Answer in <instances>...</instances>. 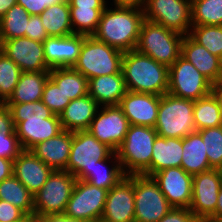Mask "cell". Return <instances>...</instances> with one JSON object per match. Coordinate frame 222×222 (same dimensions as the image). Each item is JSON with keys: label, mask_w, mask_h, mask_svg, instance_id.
<instances>
[{"label": "cell", "mask_w": 222, "mask_h": 222, "mask_svg": "<svg viewBox=\"0 0 222 222\" xmlns=\"http://www.w3.org/2000/svg\"><path fill=\"white\" fill-rule=\"evenodd\" d=\"M143 20L142 6L110 3L92 36L122 52L135 50Z\"/></svg>", "instance_id": "obj_1"}, {"label": "cell", "mask_w": 222, "mask_h": 222, "mask_svg": "<svg viewBox=\"0 0 222 222\" xmlns=\"http://www.w3.org/2000/svg\"><path fill=\"white\" fill-rule=\"evenodd\" d=\"M121 71L129 91L160 96L168 92L169 67L136 49L124 52Z\"/></svg>", "instance_id": "obj_2"}, {"label": "cell", "mask_w": 222, "mask_h": 222, "mask_svg": "<svg viewBox=\"0 0 222 222\" xmlns=\"http://www.w3.org/2000/svg\"><path fill=\"white\" fill-rule=\"evenodd\" d=\"M157 135L155 128L129 125L125 139L116 151L125 175L151 176V157Z\"/></svg>", "instance_id": "obj_3"}, {"label": "cell", "mask_w": 222, "mask_h": 222, "mask_svg": "<svg viewBox=\"0 0 222 222\" xmlns=\"http://www.w3.org/2000/svg\"><path fill=\"white\" fill-rule=\"evenodd\" d=\"M183 37L161 24L144 19L136 50L170 67L181 56Z\"/></svg>", "instance_id": "obj_4"}, {"label": "cell", "mask_w": 222, "mask_h": 222, "mask_svg": "<svg viewBox=\"0 0 222 222\" xmlns=\"http://www.w3.org/2000/svg\"><path fill=\"white\" fill-rule=\"evenodd\" d=\"M194 101L174 96L161 95L155 130L165 138L183 139L196 131L193 117Z\"/></svg>", "instance_id": "obj_5"}, {"label": "cell", "mask_w": 222, "mask_h": 222, "mask_svg": "<svg viewBox=\"0 0 222 222\" xmlns=\"http://www.w3.org/2000/svg\"><path fill=\"white\" fill-rule=\"evenodd\" d=\"M124 52L95 39L86 36L80 50L77 62L72 67L88 80L102 75L121 72Z\"/></svg>", "instance_id": "obj_6"}, {"label": "cell", "mask_w": 222, "mask_h": 222, "mask_svg": "<svg viewBox=\"0 0 222 222\" xmlns=\"http://www.w3.org/2000/svg\"><path fill=\"white\" fill-rule=\"evenodd\" d=\"M76 180V177L66 170L53 171L33 197L34 214L37 216L63 214Z\"/></svg>", "instance_id": "obj_7"}, {"label": "cell", "mask_w": 222, "mask_h": 222, "mask_svg": "<svg viewBox=\"0 0 222 222\" xmlns=\"http://www.w3.org/2000/svg\"><path fill=\"white\" fill-rule=\"evenodd\" d=\"M134 222H158L172 206L152 176L133 174Z\"/></svg>", "instance_id": "obj_8"}, {"label": "cell", "mask_w": 222, "mask_h": 222, "mask_svg": "<svg viewBox=\"0 0 222 222\" xmlns=\"http://www.w3.org/2000/svg\"><path fill=\"white\" fill-rule=\"evenodd\" d=\"M114 151L101 143L87 130L74 131L67 168L77 180H83L90 174L96 162L109 158Z\"/></svg>", "instance_id": "obj_9"}, {"label": "cell", "mask_w": 222, "mask_h": 222, "mask_svg": "<svg viewBox=\"0 0 222 222\" xmlns=\"http://www.w3.org/2000/svg\"><path fill=\"white\" fill-rule=\"evenodd\" d=\"M213 84L182 55L169 67L168 93L196 101L212 92Z\"/></svg>", "instance_id": "obj_10"}, {"label": "cell", "mask_w": 222, "mask_h": 222, "mask_svg": "<svg viewBox=\"0 0 222 222\" xmlns=\"http://www.w3.org/2000/svg\"><path fill=\"white\" fill-rule=\"evenodd\" d=\"M144 19L161 24L182 35L192 27L191 0H145Z\"/></svg>", "instance_id": "obj_11"}, {"label": "cell", "mask_w": 222, "mask_h": 222, "mask_svg": "<svg viewBox=\"0 0 222 222\" xmlns=\"http://www.w3.org/2000/svg\"><path fill=\"white\" fill-rule=\"evenodd\" d=\"M107 194L108 190L76 180L63 214L85 222L101 220Z\"/></svg>", "instance_id": "obj_12"}, {"label": "cell", "mask_w": 222, "mask_h": 222, "mask_svg": "<svg viewBox=\"0 0 222 222\" xmlns=\"http://www.w3.org/2000/svg\"><path fill=\"white\" fill-rule=\"evenodd\" d=\"M129 125L118 105L100 106L87 131L116 152L125 139Z\"/></svg>", "instance_id": "obj_13"}, {"label": "cell", "mask_w": 222, "mask_h": 222, "mask_svg": "<svg viewBox=\"0 0 222 222\" xmlns=\"http://www.w3.org/2000/svg\"><path fill=\"white\" fill-rule=\"evenodd\" d=\"M221 187L222 170L210 169L193 175L189 209L201 222H206L215 213Z\"/></svg>", "instance_id": "obj_14"}, {"label": "cell", "mask_w": 222, "mask_h": 222, "mask_svg": "<svg viewBox=\"0 0 222 222\" xmlns=\"http://www.w3.org/2000/svg\"><path fill=\"white\" fill-rule=\"evenodd\" d=\"M0 51L12 59L22 72H50L43 42L26 37L0 41Z\"/></svg>", "instance_id": "obj_15"}, {"label": "cell", "mask_w": 222, "mask_h": 222, "mask_svg": "<svg viewBox=\"0 0 222 222\" xmlns=\"http://www.w3.org/2000/svg\"><path fill=\"white\" fill-rule=\"evenodd\" d=\"M152 177L172 207L190 208L193 175L181 167H173L158 171Z\"/></svg>", "instance_id": "obj_16"}, {"label": "cell", "mask_w": 222, "mask_h": 222, "mask_svg": "<svg viewBox=\"0 0 222 222\" xmlns=\"http://www.w3.org/2000/svg\"><path fill=\"white\" fill-rule=\"evenodd\" d=\"M134 201L133 175H126L108 191L101 220L104 222H134Z\"/></svg>", "instance_id": "obj_17"}, {"label": "cell", "mask_w": 222, "mask_h": 222, "mask_svg": "<svg viewBox=\"0 0 222 222\" xmlns=\"http://www.w3.org/2000/svg\"><path fill=\"white\" fill-rule=\"evenodd\" d=\"M160 95L139 93L127 90L119 107L130 125L154 128L157 122Z\"/></svg>", "instance_id": "obj_18"}, {"label": "cell", "mask_w": 222, "mask_h": 222, "mask_svg": "<svg viewBox=\"0 0 222 222\" xmlns=\"http://www.w3.org/2000/svg\"><path fill=\"white\" fill-rule=\"evenodd\" d=\"M85 35L48 37L44 40L45 62L49 69L73 67L77 62Z\"/></svg>", "instance_id": "obj_19"}, {"label": "cell", "mask_w": 222, "mask_h": 222, "mask_svg": "<svg viewBox=\"0 0 222 222\" xmlns=\"http://www.w3.org/2000/svg\"><path fill=\"white\" fill-rule=\"evenodd\" d=\"M52 172L31 150H23L13 161V175L33 196L43 187Z\"/></svg>", "instance_id": "obj_20"}, {"label": "cell", "mask_w": 222, "mask_h": 222, "mask_svg": "<svg viewBox=\"0 0 222 222\" xmlns=\"http://www.w3.org/2000/svg\"><path fill=\"white\" fill-rule=\"evenodd\" d=\"M60 117L26 118L15 126V132L23 150H31L35 145L49 140L62 132Z\"/></svg>", "instance_id": "obj_21"}, {"label": "cell", "mask_w": 222, "mask_h": 222, "mask_svg": "<svg viewBox=\"0 0 222 222\" xmlns=\"http://www.w3.org/2000/svg\"><path fill=\"white\" fill-rule=\"evenodd\" d=\"M181 55L192 63L213 85L222 80V59L211 54L189 35L183 37Z\"/></svg>", "instance_id": "obj_22"}, {"label": "cell", "mask_w": 222, "mask_h": 222, "mask_svg": "<svg viewBox=\"0 0 222 222\" xmlns=\"http://www.w3.org/2000/svg\"><path fill=\"white\" fill-rule=\"evenodd\" d=\"M72 140L73 132L63 130L57 136L38 143L31 151L53 171L65 170L69 160Z\"/></svg>", "instance_id": "obj_23"}, {"label": "cell", "mask_w": 222, "mask_h": 222, "mask_svg": "<svg viewBox=\"0 0 222 222\" xmlns=\"http://www.w3.org/2000/svg\"><path fill=\"white\" fill-rule=\"evenodd\" d=\"M100 105L89 94L71 100L59 115L63 130H87L95 117Z\"/></svg>", "instance_id": "obj_24"}, {"label": "cell", "mask_w": 222, "mask_h": 222, "mask_svg": "<svg viewBox=\"0 0 222 222\" xmlns=\"http://www.w3.org/2000/svg\"><path fill=\"white\" fill-rule=\"evenodd\" d=\"M126 92L122 71L117 74L102 75L88 80V94L100 106L119 105Z\"/></svg>", "instance_id": "obj_25"}, {"label": "cell", "mask_w": 222, "mask_h": 222, "mask_svg": "<svg viewBox=\"0 0 222 222\" xmlns=\"http://www.w3.org/2000/svg\"><path fill=\"white\" fill-rule=\"evenodd\" d=\"M183 139L157 135L151 157V176L161 170L181 167Z\"/></svg>", "instance_id": "obj_26"}, {"label": "cell", "mask_w": 222, "mask_h": 222, "mask_svg": "<svg viewBox=\"0 0 222 222\" xmlns=\"http://www.w3.org/2000/svg\"><path fill=\"white\" fill-rule=\"evenodd\" d=\"M49 72H22L13 94L4 104L30 103L42 99Z\"/></svg>", "instance_id": "obj_27"}, {"label": "cell", "mask_w": 222, "mask_h": 222, "mask_svg": "<svg viewBox=\"0 0 222 222\" xmlns=\"http://www.w3.org/2000/svg\"><path fill=\"white\" fill-rule=\"evenodd\" d=\"M181 168L191 175L212 169L207 158L204 142L198 131L183 138Z\"/></svg>", "instance_id": "obj_28"}, {"label": "cell", "mask_w": 222, "mask_h": 222, "mask_svg": "<svg viewBox=\"0 0 222 222\" xmlns=\"http://www.w3.org/2000/svg\"><path fill=\"white\" fill-rule=\"evenodd\" d=\"M125 176L117 154L114 152L109 158L96 162L83 181L109 191Z\"/></svg>", "instance_id": "obj_29"}, {"label": "cell", "mask_w": 222, "mask_h": 222, "mask_svg": "<svg viewBox=\"0 0 222 222\" xmlns=\"http://www.w3.org/2000/svg\"><path fill=\"white\" fill-rule=\"evenodd\" d=\"M39 16L49 37H66L74 34L68 0L47 7Z\"/></svg>", "instance_id": "obj_30"}, {"label": "cell", "mask_w": 222, "mask_h": 222, "mask_svg": "<svg viewBox=\"0 0 222 222\" xmlns=\"http://www.w3.org/2000/svg\"><path fill=\"white\" fill-rule=\"evenodd\" d=\"M49 77L70 100L88 94V79L72 67L50 69Z\"/></svg>", "instance_id": "obj_31"}, {"label": "cell", "mask_w": 222, "mask_h": 222, "mask_svg": "<svg viewBox=\"0 0 222 222\" xmlns=\"http://www.w3.org/2000/svg\"><path fill=\"white\" fill-rule=\"evenodd\" d=\"M22 151L11 111L5 104L0 103V158L14 161Z\"/></svg>", "instance_id": "obj_32"}, {"label": "cell", "mask_w": 222, "mask_h": 222, "mask_svg": "<svg viewBox=\"0 0 222 222\" xmlns=\"http://www.w3.org/2000/svg\"><path fill=\"white\" fill-rule=\"evenodd\" d=\"M34 196L12 175L0 183V200H5L21 209L26 215L34 214Z\"/></svg>", "instance_id": "obj_33"}, {"label": "cell", "mask_w": 222, "mask_h": 222, "mask_svg": "<svg viewBox=\"0 0 222 222\" xmlns=\"http://www.w3.org/2000/svg\"><path fill=\"white\" fill-rule=\"evenodd\" d=\"M193 117L196 131L222 125L220 105L213 92L194 101Z\"/></svg>", "instance_id": "obj_34"}, {"label": "cell", "mask_w": 222, "mask_h": 222, "mask_svg": "<svg viewBox=\"0 0 222 222\" xmlns=\"http://www.w3.org/2000/svg\"><path fill=\"white\" fill-rule=\"evenodd\" d=\"M30 14L19 5H13L0 19V41L25 37Z\"/></svg>", "instance_id": "obj_35"}, {"label": "cell", "mask_w": 222, "mask_h": 222, "mask_svg": "<svg viewBox=\"0 0 222 222\" xmlns=\"http://www.w3.org/2000/svg\"><path fill=\"white\" fill-rule=\"evenodd\" d=\"M192 25H221L222 0H191Z\"/></svg>", "instance_id": "obj_36"}, {"label": "cell", "mask_w": 222, "mask_h": 222, "mask_svg": "<svg viewBox=\"0 0 222 222\" xmlns=\"http://www.w3.org/2000/svg\"><path fill=\"white\" fill-rule=\"evenodd\" d=\"M189 36L211 54L222 59V26L192 25Z\"/></svg>", "instance_id": "obj_37"}, {"label": "cell", "mask_w": 222, "mask_h": 222, "mask_svg": "<svg viewBox=\"0 0 222 222\" xmlns=\"http://www.w3.org/2000/svg\"><path fill=\"white\" fill-rule=\"evenodd\" d=\"M105 9L70 8V21L74 34L92 36Z\"/></svg>", "instance_id": "obj_38"}, {"label": "cell", "mask_w": 222, "mask_h": 222, "mask_svg": "<svg viewBox=\"0 0 222 222\" xmlns=\"http://www.w3.org/2000/svg\"><path fill=\"white\" fill-rule=\"evenodd\" d=\"M21 69L16 63L0 51V103H5L19 81Z\"/></svg>", "instance_id": "obj_39"}, {"label": "cell", "mask_w": 222, "mask_h": 222, "mask_svg": "<svg viewBox=\"0 0 222 222\" xmlns=\"http://www.w3.org/2000/svg\"><path fill=\"white\" fill-rule=\"evenodd\" d=\"M212 169L222 170V125L198 130Z\"/></svg>", "instance_id": "obj_40"}, {"label": "cell", "mask_w": 222, "mask_h": 222, "mask_svg": "<svg viewBox=\"0 0 222 222\" xmlns=\"http://www.w3.org/2000/svg\"><path fill=\"white\" fill-rule=\"evenodd\" d=\"M11 111L14 126L26 118L48 119L55 114L41 101L20 104H5Z\"/></svg>", "instance_id": "obj_41"}, {"label": "cell", "mask_w": 222, "mask_h": 222, "mask_svg": "<svg viewBox=\"0 0 222 222\" xmlns=\"http://www.w3.org/2000/svg\"><path fill=\"white\" fill-rule=\"evenodd\" d=\"M41 101L55 115L59 116L71 100L64 95L58 85L49 77L45 84Z\"/></svg>", "instance_id": "obj_42"}, {"label": "cell", "mask_w": 222, "mask_h": 222, "mask_svg": "<svg viewBox=\"0 0 222 222\" xmlns=\"http://www.w3.org/2000/svg\"><path fill=\"white\" fill-rule=\"evenodd\" d=\"M25 37L38 42H44L49 37L39 15L30 16L27 30H25Z\"/></svg>", "instance_id": "obj_43"}, {"label": "cell", "mask_w": 222, "mask_h": 222, "mask_svg": "<svg viewBox=\"0 0 222 222\" xmlns=\"http://www.w3.org/2000/svg\"><path fill=\"white\" fill-rule=\"evenodd\" d=\"M26 216L18 207L0 200V222H23Z\"/></svg>", "instance_id": "obj_44"}, {"label": "cell", "mask_w": 222, "mask_h": 222, "mask_svg": "<svg viewBox=\"0 0 222 222\" xmlns=\"http://www.w3.org/2000/svg\"><path fill=\"white\" fill-rule=\"evenodd\" d=\"M158 222H201L189 208H174Z\"/></svg>", "instance_id": "obj_45"}, {"label": "cell", "mask_w": 222, "mask_h": 222, "mask_svg": "<svg viewBox=\"0 0 222 222\" xmlns=\"http://www.w3.org/2000/svg\"><path fill=\"white\" fill-rule=\"evenodd\" d=\"M66 0H17V4L23 6L30 15H40L47 7Z\"/></svg>", "instance_id": "obj_46"}, {"label": "cell", "mask_w": 222, "mask_h": 222, "mask_svg": "<svg viewBox=\"0 0 222 222\" xmlns=\"http://www.w3.org/2000/svg\"><path fill=\"white\" fill-rule=\"evenodd\" d=\"M69 8L106 9L109 0H68Z\"/></svg>", "instance_id": "obj_47"}, {"label": "cell", "mask_w": 222, "mask_h": 222, "mask_svg": "<svg viewBox=\"0 0 222 222\" xmlns=\"http://www.w3.org/2000/svg\"><path fill=\"white\" fill-rule=\"evenodd\" d=\"M13 175V161L0 158V183Z\"/></svg>", "instance_id": "obj_48"}, {"label": "cell", "mask_w": 222, "mask_h": 222, "mask_svg": "<svg viewBox=\"0 0 222 222\" xmlns=\"http://www.w3.org/2000/svg\"><path fill=\"white\" fill-rule=\"evenodd\" d=\"M43 222H85L64 214L43 215Z\"/></svg>", "instance_id": "obj_49"}, {"label": "cell", "mask_w": 222, "mask_h": 222, "mask_svg": "<svg viewBox=\"0 0 222 222\" xmlns=\"http://www.w3.org/2000/svg\"><path fill=\"white\" fill-rule=\"evenodd\" d=\"M206 222H222V187L217 197L215 213Z\"/></svg>", "instance_id": "obj_50"}, {"label": "cell", "mask_w": 222, "mask_h": 222, "mask_svg": "<svg viewBox=\"0 0 222 222\" xmlns=\"http://www.w3.org/2000/svg\"><path fill=\"white\" fill-rule=\"evenodd\" d=\"M15 4H17V0H0V19Z\"/></svg>", "instance_id": "obj_51"}, {"label": "cell", "mask_w": 222, "mask_h": 222, "mask_svg": "<svg viewBox=\"0 0 222 222\" xmlns=\"http://www.w3.org/2000/svg\"><path fill=\"white\" fill-rule=\"evenodd\" d=\"M212 92L216 95V98L219 102L221 116H222V80L219 83L213 85Z\"/></svg>", "instance_id": "obj_52"}, {"label": "cell", "mask_w": 222, "mask_h": 222, "mask_svg": "<svg viewBox=\"0 0 222 222\" xmlns=\"http://www.w3.org/2000/svg\"><path fill=\"white\" fill-rule=\"evenodd\" d=\"M112 4L140 5L142 6L145 0H110Z\"/></svg>", "instance_id": "obj_53"}, {"label": "cell", "mask_w": 222, "mask_h": 222, "mask_svg": "<svg viewBox=\"0 0 222 222\" xmlns=\"http://www.w3.org/2000/svg\"><path fill=\"white\" fill-rule=\"evenodd\" d=\"M23 222H43V216L27 215Z\"/></svg>", "instance_id": "obj_54"}]
</instances>
